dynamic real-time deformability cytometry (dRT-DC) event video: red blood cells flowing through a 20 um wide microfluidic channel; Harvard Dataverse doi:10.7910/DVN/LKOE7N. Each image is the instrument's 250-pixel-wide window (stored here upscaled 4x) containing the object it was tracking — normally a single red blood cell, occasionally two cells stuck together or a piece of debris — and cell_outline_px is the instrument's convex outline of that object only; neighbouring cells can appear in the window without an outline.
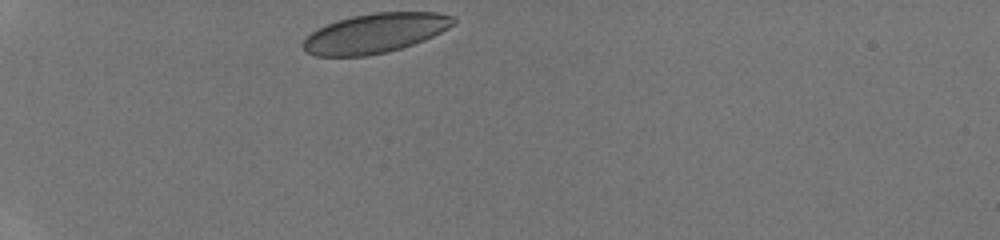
{"species": "human", "species_latin": "Homo sapiens", "temperature_condition": "room temperature", "stored_images_in_passage": 28, "camera_frame_rate_fps": 3000, "um_per_image_px": 0.085, "donor": {"sex": "male"}, "frame": {"image": 1, "passage_image": 1, "time_ms": 0.0, "image_size_px": [1000, 240], "cell_outline_px": [[456, 20], [448, 28], [424, 40], [400, 48], [384, 52], [364, 56], [316, 56], [308, 52], [304, 48], [304, 40], [312, 32], [328, 24], [352, 16], [372, 12], [436, 12], [452, 16]], "centroid_in_image_um": [31.9, 2.81], "position_along_channel_um": 53.1, "area_um2": 33.99}}
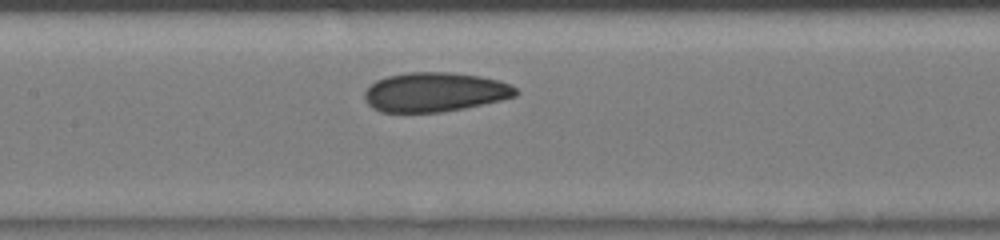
{"frame": {"image": 2, "passage_image": 11, "time_ms": 3.333, "image_size_px": [1000, 240], "cell_outline_px": [[520, 92], [516, 96], [500, 100], [464, 108], [440, 112], [380, 112], [372, 108], [364, 100], [364, 92], [376, 80], [388, 76], [408, 72], [452, 72], [480, 76], [500, 80], [512, 84]], "centroid_in_image_um": [36.97, 7.82], "position_along_channel_um": 170.4, "area_um2": 34.85}}
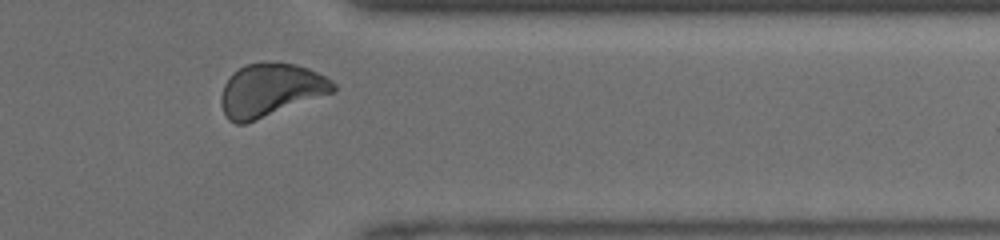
{"frame": {"image": 3, "passage_image": 25, "time_ms": 8.0, "image_size_px": [1000, 240], "cell_outline_px": [[336, 92], [244, 124], [236, 124], [228, 120], [220, 104], [220, 96], [224, 84], [232, 72], [248, 64], [296, 64], [308, 68], [332, 80], [336, 84]], "centroid_in_image_um": [23.0, 7.69], "position_along_channel_um": 388.4, "area_um2": 34.39}}